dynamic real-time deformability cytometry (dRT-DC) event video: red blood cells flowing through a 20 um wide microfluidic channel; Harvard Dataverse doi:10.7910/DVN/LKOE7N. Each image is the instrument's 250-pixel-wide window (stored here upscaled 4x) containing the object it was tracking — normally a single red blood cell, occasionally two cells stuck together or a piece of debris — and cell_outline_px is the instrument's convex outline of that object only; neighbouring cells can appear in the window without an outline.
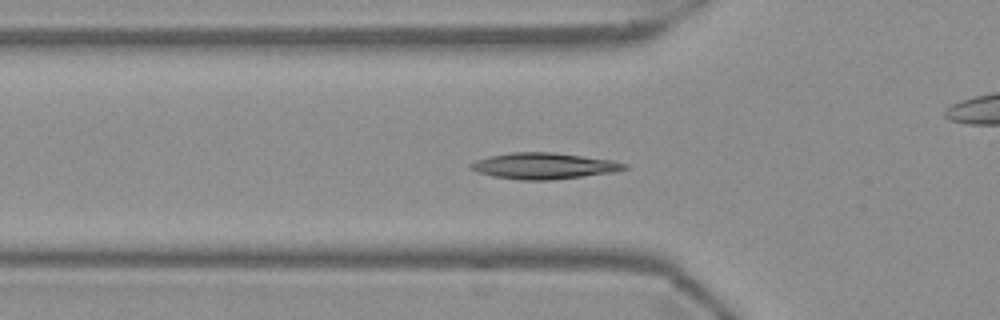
{"species": "Egyptian fruit bat (a non-hibernating species)", "species_latin": "Rousettus aegyptiacus", "temperature_condition": "warm", "stored_images_in_passage": 55, "camera_frame_rate_fps": 3000, "um_per_image_px": 0.085, "frame": {"image": 1, "passage_image": 18, "time_ms": 5.667, "image_size_px": [1000, 320], "cell_outline_px": [[628, 168], [616, 172], [548, 180], [520, 180], [492, 176], [468, 168], [468, 164], [476, 160], [488, 156], [512, 152], [552, 152], [616, 160], [628, 164]], "centroid_in_image_um": [46.25, 14.09], "position_along_channel_um": 79.6, "area_um2": 23.58}}
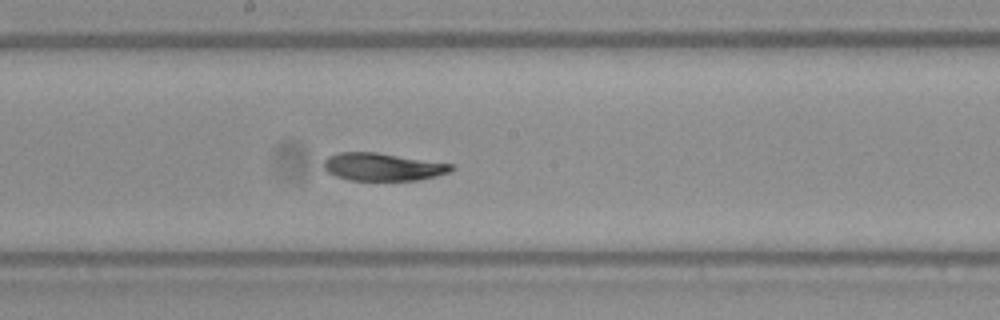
{"frame": {"image": 2, "passage_image": 29, "time_ms": 9.333, "image_size_px": [1000, 320], "cell_outline_px": [[456, 168], [448, 172], [436, 176], [416, 180], [348, 180], [336, 176], [328, 172], [324, 168], [324, 160], [328, 156], [340, 152], [376, 152], [452, 164]], "centroid_in_image_um": [32.52, 14.18], "position_along_channel_um": 215.7, "area_um2": 20.46}}
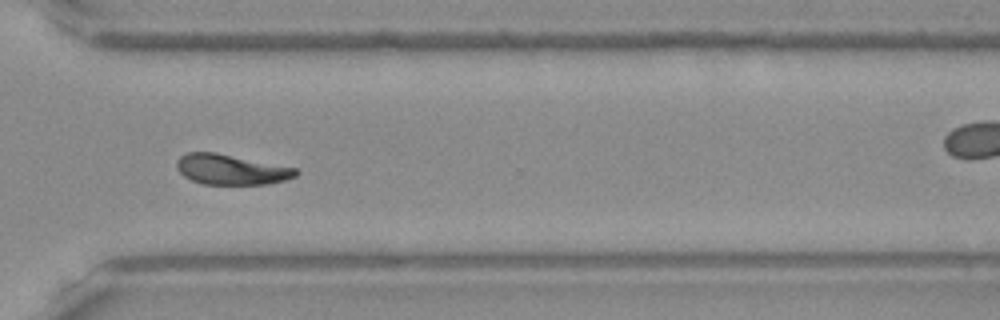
{"frame": {"image": 3, "passage_image": 40, "time_ms": 13.0, "image_size_px": [1000, 320], "cell_outline_px": [[300, 172], [296, 176], [284, 180], [268, 184], [204, 184], [192, 180], [184, 176], [176, 168], [176, 160], [180, 156], [188, 152], [216, 152], [296, 168]], "centroid_in_image_um": [19.63, 14.4], "position_along_channel_um": 351.0, "area_um2": 20.98}, "authors_computed_cell_mechanics": {"area_um2": 21.675, "velocity_mm_per_s": 3.6889, "shape_relaxation_time_tau1_ms": 5.5061, "shape_relaxation_time_tau2_ms": 5.4583, "deformation_change_tau1": 0.1406, "deformation_change_tau2": 0.0658}}